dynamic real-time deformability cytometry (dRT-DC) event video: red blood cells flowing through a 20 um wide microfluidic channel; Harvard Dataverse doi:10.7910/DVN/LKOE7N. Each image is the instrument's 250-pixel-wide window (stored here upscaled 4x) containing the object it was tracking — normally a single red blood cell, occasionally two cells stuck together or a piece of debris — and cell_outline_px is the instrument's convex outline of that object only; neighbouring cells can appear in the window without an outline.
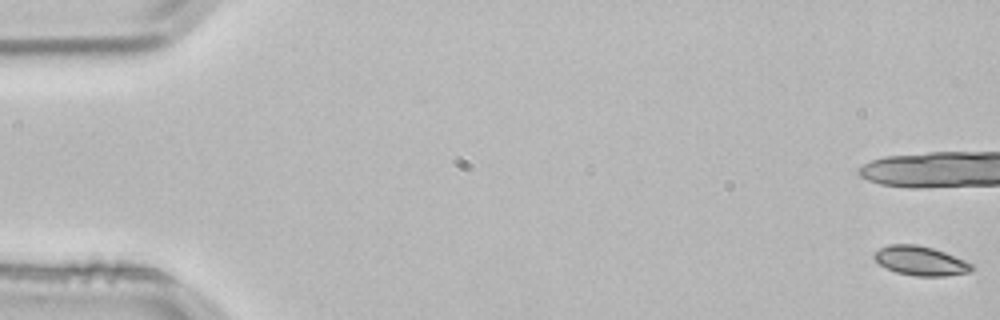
{"species": "common noctule bat (a hibernating species)", "species_latin": "Nyctalus noctula", "temperature_condition": "room temperature", "stored_images_in_passage": 5, "camera_frame_rate_fps": 3000, "um_per_image_px": 0.085, "animal": {"sex": "male", "body_mass_g": 21.5, "forearm_length_mm": 52.0}, "frame": {"image": 1, "passage_image": 1, "time_ms": 0.0, "image_size_px": [1000, 320], "cell_outline_px": [[972, 268], [968, 272], [944, 276], [916, 276], [896, 272], [880, 264], [872, 256], [880, 248], [888, 244], [916, 244], [932, 248], [944, 252], [964, 260], [972, 264]], "centroid_in_image_um": [78.22, 22.16], "position_along_channel_um": 6.8, "area_um2": 16.36}}